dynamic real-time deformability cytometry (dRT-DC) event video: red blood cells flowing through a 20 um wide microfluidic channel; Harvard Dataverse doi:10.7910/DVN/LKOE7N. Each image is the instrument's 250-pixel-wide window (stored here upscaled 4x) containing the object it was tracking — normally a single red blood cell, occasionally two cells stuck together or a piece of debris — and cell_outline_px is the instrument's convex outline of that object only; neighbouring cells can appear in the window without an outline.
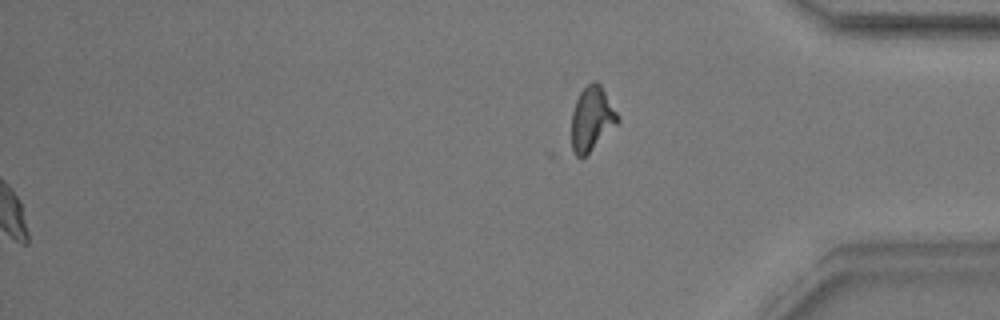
{"species": "common noctule bat (a hibernating species)", "species_latin": "Nyctalus noctula", "temperature_condition": "warm", "stored_images_in_passage": 54, "segment_of_instrument_passage": [2, 2], "camera_frame_rate_fps": 3000, "um_per_image_px": 0.085, "animal": {"sex": "male", "body_mass_g": 17.9}, "frame": {"image": 1, "passage_image": 54, "time_ms": 17.667, "image_size_px": [1000, 320], "cell_outline_px": [[620, 120], [580, 160], [576, 156], [572, 148], [572, 112], [576, 100], [580, 92], [592, 80], [596, 80], [600, 84], [620, 116]], "centroid_in_image_um": [50.3, 10.06], "position_along_channel_um": 384.9, "area_um2": 16.99}}